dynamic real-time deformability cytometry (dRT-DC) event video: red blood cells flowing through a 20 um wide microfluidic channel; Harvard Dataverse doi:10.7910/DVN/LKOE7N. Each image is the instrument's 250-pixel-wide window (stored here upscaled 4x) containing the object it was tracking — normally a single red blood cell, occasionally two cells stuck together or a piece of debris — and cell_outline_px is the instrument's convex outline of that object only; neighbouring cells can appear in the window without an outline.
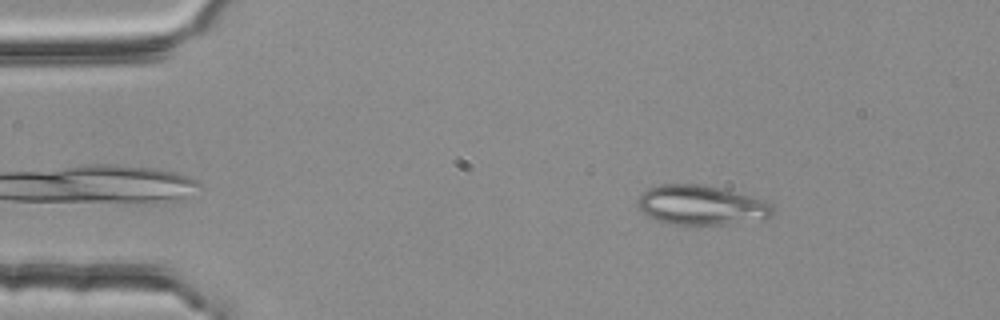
{"species": "common noctule bat (a hibernating species)", "species_latin": "Nyctalus noctula", "temperature_condition": "room temperature", "stored_images_in_passage": 49, "segment_of_instrument_passage": [1, 2], "camera_frame_rate_fps": 3000, "um_per_image_px": 0.085, "animal": {"sex": "female", "body_mass_g": 25.1}, "frame": {"image": 1, "passage_image": 4, "time_ms": 1.0, "image_size_px": [1000, 320], "cell_outline_px": [[772, 212], [768, 220], [728, 224], [672, 224], [656, 220], [648, 216], [636, 208], [636, 200], [648, 188], [660, 184], [696, 184], [720, 188], [752, 196], [764, 200], [772, 204]], "centroid_in_image_um": [59.6, 17.45], "position_along_channel_um": 25.4, "area_um2": 31.39}}